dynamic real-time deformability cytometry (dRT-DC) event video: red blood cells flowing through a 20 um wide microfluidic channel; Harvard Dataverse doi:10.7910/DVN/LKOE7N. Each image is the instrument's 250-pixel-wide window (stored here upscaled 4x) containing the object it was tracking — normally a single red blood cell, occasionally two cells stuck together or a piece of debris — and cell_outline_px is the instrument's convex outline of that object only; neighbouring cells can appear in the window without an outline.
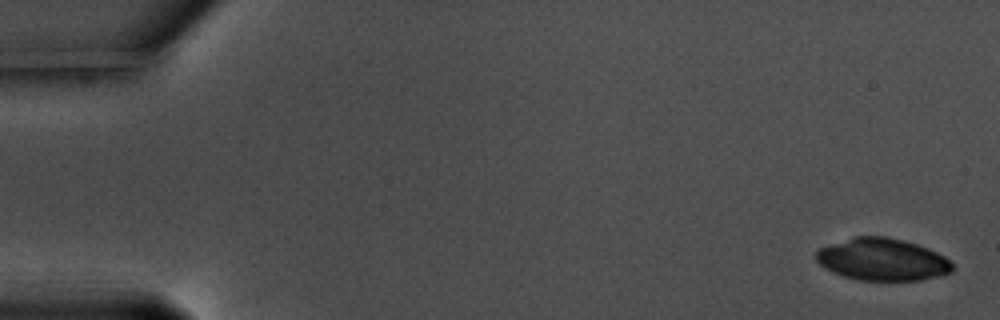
{"species": "common noctule bat (a hibernating species)", "species_latin": "Nyctalus noctula", "temperature_condition": "warm", "stored_images_in_passage": 57, "camera_frame_rate_fps": 3000, "um_per_image_px": 0.085, "animal": {"sex": "male", "body_mass_g": 17.5, "forearm_length_mm": 52.3}, "frame": {"image": 1, "passage_image": 1, "time_ms": 0.0, "image_size_px": [1000, 320], "cell_outline_px": [[956, 268], [952, 272], [920, 280], [856, 280], [832, 272], [824, 268], [816, 260], [816, 252], [820, 248], [852, 236], [888, 236], [904, 240], [928, 248], [944, 256]], "centroid_in_image_um": [74.99, 22.05], "position_along_channel_um": 10.0, "area_um2": 33.58}}